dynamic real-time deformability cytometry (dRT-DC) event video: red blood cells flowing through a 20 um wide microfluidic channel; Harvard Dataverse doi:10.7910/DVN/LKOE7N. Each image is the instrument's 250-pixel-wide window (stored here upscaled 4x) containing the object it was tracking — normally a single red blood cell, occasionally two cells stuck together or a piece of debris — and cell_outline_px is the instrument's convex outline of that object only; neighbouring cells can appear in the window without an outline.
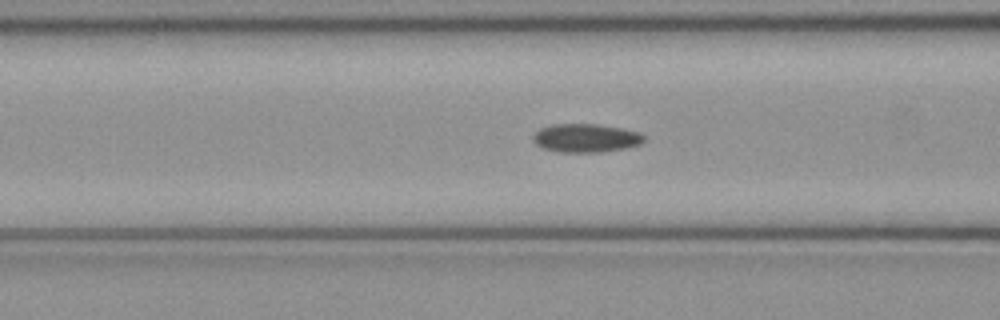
{"species": "common noctule bat (a hibernating species)", "species_latin": "Nyctalus noctula", "temperature_condition": "cold", "stored_images_in_passage": 37, "camera_frame_rate_fps": 3000, "um_per_image_px": 0.085, "animal": {"sex": "female", "body_mass_g": 21.9}, "frame": {"image": 1, "passage_image": 6, "time_ms": 1.667, "image_size_px": [1000, 320], "cell_outline_px": [[644, 140], [640, 144], [624, 148], [600, 152], [560, 152], [544, 148], [536, 144], [532, 140], [532, 136], [540, 128], [552, 124], [596, 124], [620, 128], [640, 132], [644, 136]], "centroid_in_image_um": [49.77, 11.73], "position_along_channel_um": 116.8, "area_um2": 18.32}}
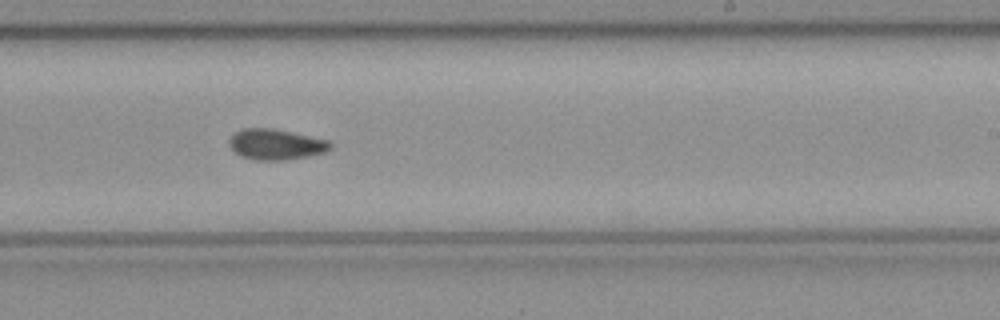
{"frame": {"image": 2, "passage_image": 17, "time_ms": 5.333, "image_size_px": [1000, 320], "cell_outline_px": [[332, 148], [324, 152], [308, 156], [284, 160], [256, 160], [240, 156], [228, 144], [228, 140], [232, 132], [240, 128], [272, 128], [292, 132], [328, 140], [332, 144]], "centroid_in_image_um": [23.4, 12.26], "position_along_channel_um": 265.6, "area_um2": 18.21}}
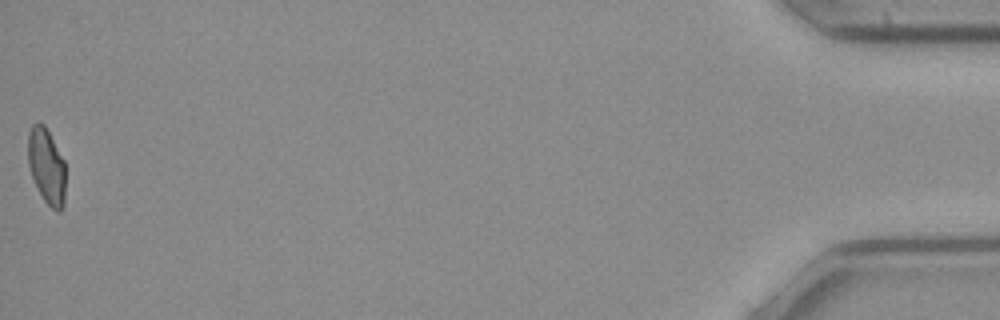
{"frame": {"image": 3, "passage_image": 37, "time_ms": 12.0, "image_size_px": [1000, 320], "cell_outline_px": [[64, 204], [60, 212], [56, 212], [44, 200], [32, 176], [28, 164], [28, 132], [32, 124], [44, 124], [64, 160]], "centroid_in_image_um": [3.95, 14.12], "position_along_channel_um": 431.2, "area_um2": 16.24}}